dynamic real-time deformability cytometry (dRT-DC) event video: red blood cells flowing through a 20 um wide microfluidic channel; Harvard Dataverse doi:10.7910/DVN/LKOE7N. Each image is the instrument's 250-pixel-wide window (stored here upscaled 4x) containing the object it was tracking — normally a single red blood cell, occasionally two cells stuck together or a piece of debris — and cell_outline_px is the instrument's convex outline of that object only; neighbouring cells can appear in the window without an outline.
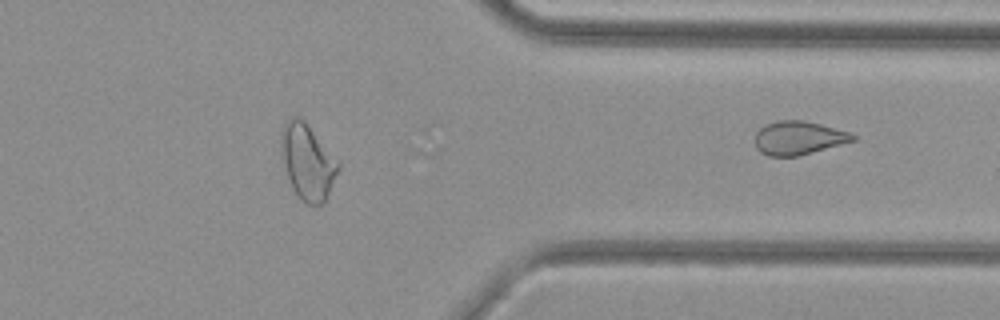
{"species": "common noctule bat (a hibernating species)", "species_latin": "Nyctalus noctula", "temperature_condition": "cold", "stored_images_in_passage": 42, "segment_of_instrument_passage": [2, 2], "camera_frame_rate_fps": 3000, "um_per_image_px": 0.085, "animal": {"sex": "female", "body_mass_g": 29.2, "forearm_length_mm": 56.3}, "frame": {"image": 1, "passage_image": 42, "time_ms": 13.667, "image_size_px": [1000, 320], "cell_outline_px": [[856, 140], [796, 156], [768, 156], [760, 152], [756, 148], [756, 132], [764, 124], [780, 120], [804, 120], [820, 124], [848, 132], [856, 136]], "centroid_in_image_um": [67.84, 11.71], "position_along_channel_um": 343.6, "area_um2": 18.9}}